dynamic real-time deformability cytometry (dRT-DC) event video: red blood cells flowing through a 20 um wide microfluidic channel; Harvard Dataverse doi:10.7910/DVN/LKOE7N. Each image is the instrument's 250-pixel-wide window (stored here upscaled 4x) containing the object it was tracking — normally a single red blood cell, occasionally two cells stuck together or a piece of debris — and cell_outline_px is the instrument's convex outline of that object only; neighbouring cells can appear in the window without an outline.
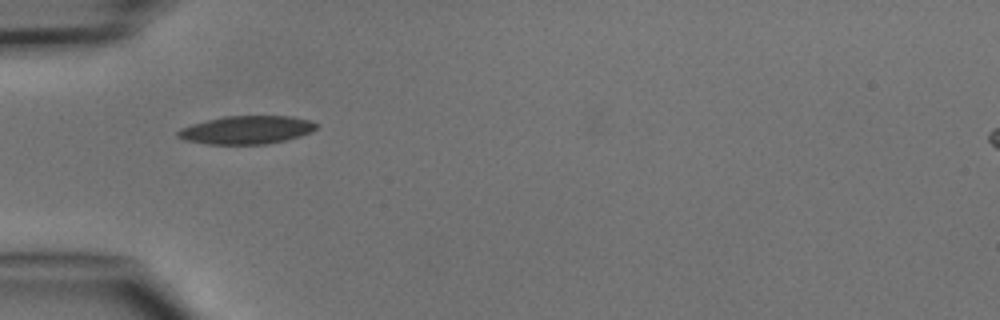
{"species": "common noctule bat (a hibernating species)", "species_latin": "Nyctalus noctula", "temperature_condition": "cold", "stored_images_in_passage": 4, "camera_frame_rate_fps": 3000, "um_per_image_px": 0.085, "animal": {"sex": "male", "body_mass_g": 15.6}, "frame": {"image": 1, "passage_image": 1, "time_ms": 0.0, "image_size_px": [1000, 320], "cell_outline_px": [[316, 128], [312, 132], [300, 136], [284, 140], [264, 144], [208, 144], [184, 140], [176, 136], [176, 132], [180, 128], [192, 124], [224, 116], [292, 116], [308, 120], [316, 124]], "centroid_in_image_um": [20.93, 11.04], "position_along_channel_um": 64.1, "area_um2": 22.6}}